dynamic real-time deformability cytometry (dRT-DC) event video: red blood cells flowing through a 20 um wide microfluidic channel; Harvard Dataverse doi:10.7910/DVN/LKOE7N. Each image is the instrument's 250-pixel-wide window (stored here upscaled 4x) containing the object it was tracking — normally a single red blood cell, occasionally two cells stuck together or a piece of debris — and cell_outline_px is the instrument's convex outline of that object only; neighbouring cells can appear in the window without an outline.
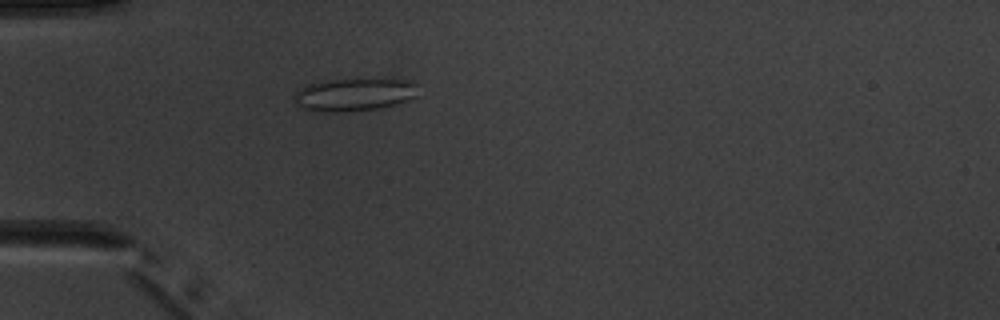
{"species": "common noctule bat (a hibernating species)", "species_latin": "Nyctalus noctula", "temperature_condition": "warm", "stored_images_in_passage": 2, "camera_frame_rate_fps": 3000, "um_per_image_px": 0.085, "animal": {"sex": "male", "body_mass_g": 20.1, "forearm_length_mm": 53.5}, "frame": {"image": 1, "passage_image": 2, "time_ms": 1.333, "image_size_px": [1000, 320], "cell_outline_px": [[416, 96], [396, 104], [384, 108], [336, 112], [312, 112], [300, 108], [296, 104], [292, 96], [300, 88], [308, 84], [324, 80], [356, 76], [372, 76], [400, 80], [416, 84]], "centroid_in_image_um": [30.04, 8.0], "position_along_channel_um": 55.0, "area_um2": 24.85}}